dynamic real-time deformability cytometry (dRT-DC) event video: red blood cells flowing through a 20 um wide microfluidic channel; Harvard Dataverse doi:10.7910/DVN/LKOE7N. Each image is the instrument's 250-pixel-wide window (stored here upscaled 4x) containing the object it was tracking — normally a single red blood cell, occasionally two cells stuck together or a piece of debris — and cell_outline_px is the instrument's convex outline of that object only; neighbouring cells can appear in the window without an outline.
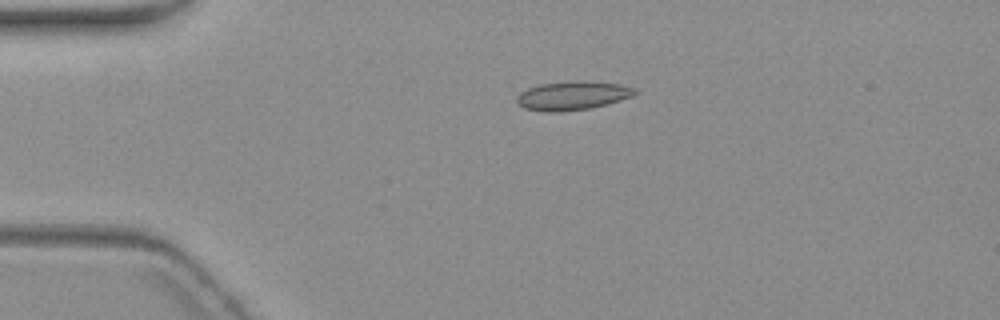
{"species": "common noctule bat (a hibernating species)", "species_latin": "Nyctalus noctula", "temperature_condition": "warm", "stored_images_in_passage": 3, "camera_frame_rate_fps": 3000, "um_per_image_px": 0.085, "animal": {"sex": "female", "body_mass_g": 19.3, "forearm_length_mm": 54.1}, "frame": {"image": 1, "passage_image": 2, "time_ms": 1.333, "image_size_px": [1000, 320], "cell_outline_px": [[636, 92], [632, 96], [620, 100], [592, 108], [560, 112], [544, 112], [524, 108], [516, 104], [516, 96], [520, 92], [528, 88], [540, 84], [572, 80], [584, 80], [620, 84], [636, 88]], "centroid_in_image_um": [48.63, 8.12], "position_along_channel_um": 36.4, "area_um2": 20.11}}